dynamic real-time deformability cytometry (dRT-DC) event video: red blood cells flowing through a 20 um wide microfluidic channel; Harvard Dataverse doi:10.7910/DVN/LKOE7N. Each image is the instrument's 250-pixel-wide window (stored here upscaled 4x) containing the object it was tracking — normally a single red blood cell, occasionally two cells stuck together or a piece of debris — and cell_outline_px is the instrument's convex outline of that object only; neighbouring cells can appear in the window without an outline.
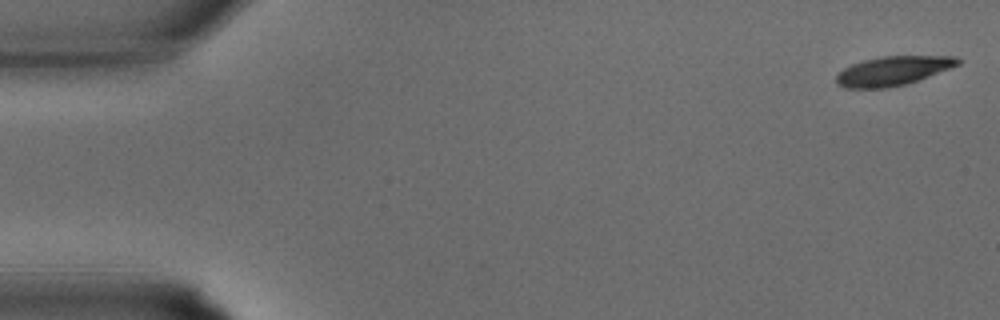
{"species": "common noctule bat (a hibernating species)", "species_latin": "Nyctalus noctula", "temperature_condition": "warm", "stored_images_in_passage": 34, "camera_frame_rate_fps": 3000, "um_per_image_px": 0.085, "animal": {"sex": "male", "body_mass_g": 15.6}, "frame": {"image": 1, "passage_image": 1, "time_ms": 0.0, "image_size_px": [1000, 320], "cell_outline_px": [[964, 60], [960, 64], [928, 76], [904, 84], [884, 88], [844, 88], [836, 84], [836, 76], [844, 68], [852, 64], [864, 60], [884, 56], [956, 56]], "centroid_in_image_um": [75.9, 6.01], "position_along_channel_um": 9.1, "area_um2": 20.46}}
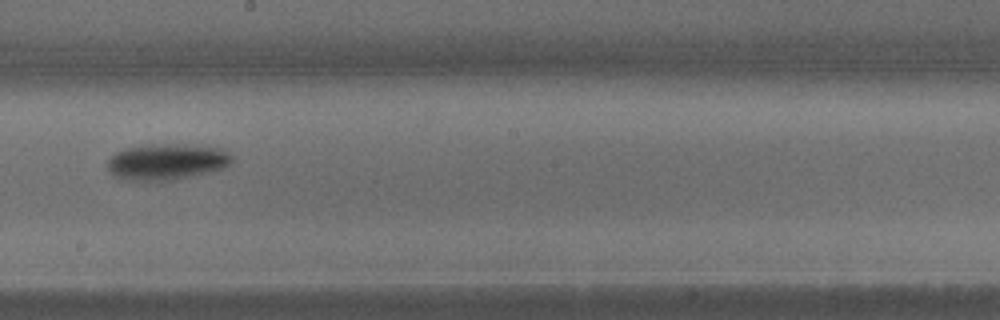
{"frame": {"image": 2, "passage_image": 19, "time_ms": 6.0, "image_size_px": [1000, 320], "cell_outline_px": [[232, 160], [228, 164], [220, 168], [188, 176], [168, 180], [132, 180], [116, 176], [108, 168], [108, 160], [116, 152], [124, 148], [144, 144], [184, 144], [220, 148], [232, 156]], "centroid_in_image_um": [14.12, 13.71], "position_along_channel_um": 234.1, "area_um2": 25.55}}
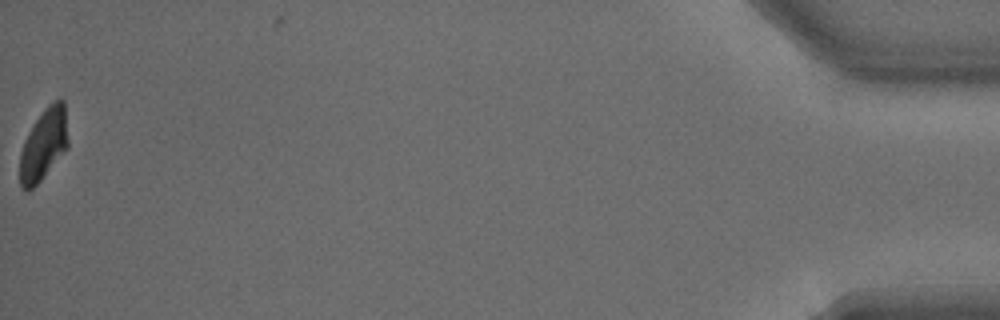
{"frame": {"image": 3, "passage_image": 34, "time_ms": 11.0, "image_size_px": [1000, 320], "cell_outline_px": [[68, 148], [40, 180], [28, 192], [20, 184], [20, 152], [24, 140], [28, 132], [44, 108], [52, 100], [60, 96], [64, 100], [68, 140]], "centroid_in_image_um": [3.73, 12.23], "position_along_channel_um": 431.5, "area_um2": 20.17}}